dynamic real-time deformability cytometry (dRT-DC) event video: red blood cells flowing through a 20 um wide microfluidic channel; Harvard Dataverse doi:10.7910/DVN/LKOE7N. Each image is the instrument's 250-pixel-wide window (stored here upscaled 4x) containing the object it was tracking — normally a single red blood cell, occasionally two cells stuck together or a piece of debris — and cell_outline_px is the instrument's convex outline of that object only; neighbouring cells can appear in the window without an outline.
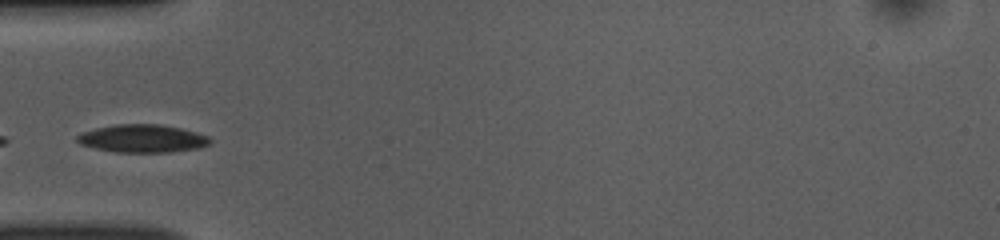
{"species": "common noctule bat (a hibernating species)", "species_latin": "Nyctalus noctula", "temperature_condition": "room temperature", "stored_images_in_passage": 29, "camera_frame_rate_fps": 3000, "um_per_image_px": 0.085, "animal": {"sex": "female", "body_mass_g": 10.0, "forearm_length_mm": 53.1}, "frame": {"image": 1, "passage_image": 1, "time_ms": 0.0, "image_size_px": [1000, 240], "cell_outline_px": [[212, 140], [208, 144], [200, 148], [168, 152], [116, 152], [96, 148], [80, 144], [76, 140], [76, 136], [84, 132], [96, 128], [116, 124], [160, 124], [180, 128], [196, 132], [208, 136]], "centroid_in_image_um": [12.12, 11.77], "position_along_channel_um": 72.9, "area_um2": 21.5}}
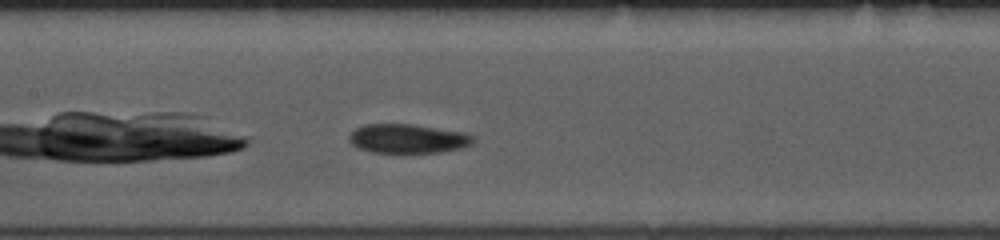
{"frame": {"image": 2, "passage_image": 9, "time_ms": 2.667, "image_size_px": [1000, 240], "cell_outline_px": [[476, 140], [472, 144], [460, 148], [440, 152], [404, 156], [372, 152], [360, 148], [352, 144], [348, 140], [348, 136], [356, 128], [364, 124], [412, 124], [464, 132], [472, 136]], "centroid_in_image_um": [34.65, 11.83], "position_along_channel_um": 172.7, "area_um2": 21.91}}
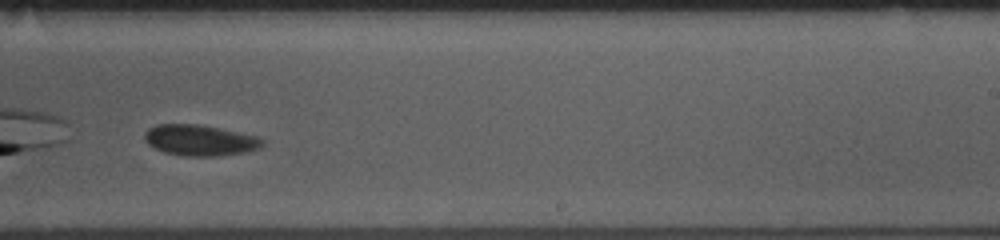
{"frame": {"image": 3, "passage_image": 17, "time_ms": 5.333, "image_size_px": [1000, 240], "cell_outline_px": [[264, 144], [260, 148], [244, 152], [216, 156], [184, 156], [164, 152], [148, 144], [144, 140], [144, 132], [148, 128], [156, 124], [196, 124], [260, 136], [264, 140]], "centroid_in_image_um": [16.99, 11.92], "position_along_channel_um": 272.0, "area_um2": 21.27}}